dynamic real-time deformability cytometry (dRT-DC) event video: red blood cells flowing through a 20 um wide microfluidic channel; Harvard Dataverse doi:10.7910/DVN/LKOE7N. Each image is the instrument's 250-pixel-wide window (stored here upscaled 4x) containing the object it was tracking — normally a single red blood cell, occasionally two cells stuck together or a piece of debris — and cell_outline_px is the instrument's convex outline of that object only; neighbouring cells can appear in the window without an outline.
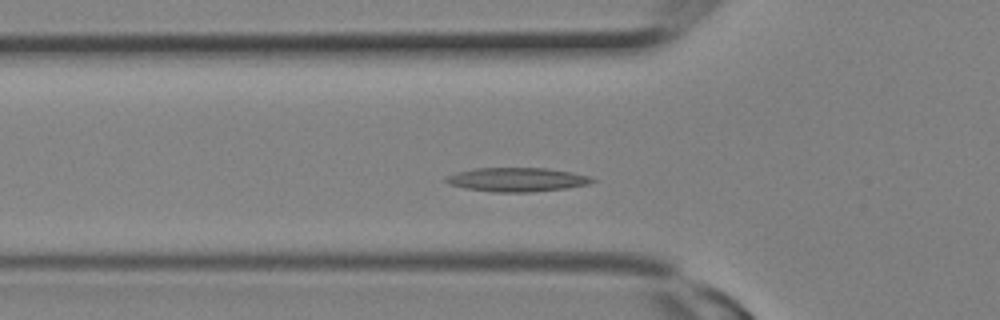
{"species": "Egyptian fruit bat (a non-hibernating species)", "species_latin": "Rousettus aegyptiacus", "temperature_condition": "room temperature", "stored_images_in_passage": 14, "camera_frame_rate_fps": 3000, "um_per_image_px": 0.085, "animal": {"sex": "female"}, "frame": {"image": 1, "passage_image": 7, "time_ms": 2.0, "image_size_px": [1000, 320], "cell_outline_px": [[596, 180], [588, 184], [564, 188], [532, 192], [496, 192], [464, 188], [448, 184], [444, 180], [444, 176], [456, 172], [476, 168], [548, 168], [572, 172], [592, 176]], "centroid_in_image_um": [43.92, 15.26], "position_along_channel_um": 81.9, "area_um2": 20.52}}
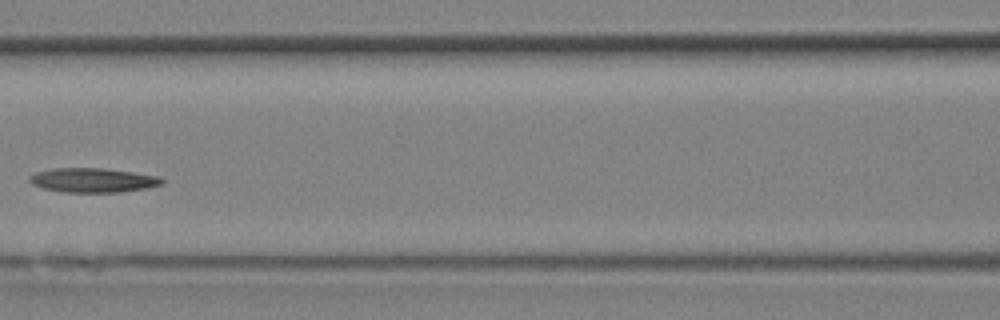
{"frame": {"image": 2, "passage_image": 10, "time_ms": 3.0, "image_size_px": [1000, 320], "cell_outline_px": [[164, 184], [148, 188], [120, 192], [64, 192], [44, 188], [32, 184], [28, 180], [28, 176], [36, 172], [52, 168], [104, 168], [160, 176], [164, 180]], "centroid_in_image_um": [7.92, 15.31], "position_along_channel_um": 158.7, "area_um2": 18.9}}